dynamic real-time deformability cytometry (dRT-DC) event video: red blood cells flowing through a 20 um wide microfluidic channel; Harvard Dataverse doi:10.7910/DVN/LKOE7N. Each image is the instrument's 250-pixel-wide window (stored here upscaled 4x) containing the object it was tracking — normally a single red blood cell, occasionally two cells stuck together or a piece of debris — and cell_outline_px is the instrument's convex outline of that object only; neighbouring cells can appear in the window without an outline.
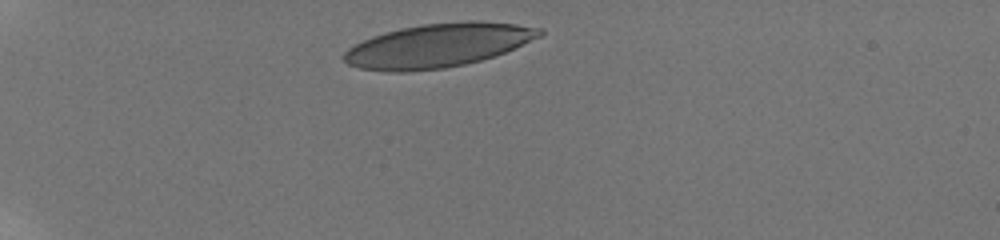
{"species": "human", "species_latin": "Homo sapiens", "temperature_condition": "room temperature", "stored_images_in_passage": 3, "camera_frame_rate_fps": 3000, "um_per_image_px": 0.085, "donor": {"sex": "male"}, "frame": {"image": 1, "passage_image": 1, "time_ms": 0.0, "image_size_px": [1000, 240], "cell_outline_px": [[544, 32], [540, 36], [504, 52], [480, 60], [464, 64], [444, 68], [408, 72], [388, 72], [360, 68], [348, 64], [344, 60], [344, 52], [348, 48], [372, 36], [400, 28], [424, 24], [468, 20], [476, 20], [516, 24], [540, 28]], "centroid_in_image_um": [37.2, 3.86], "position_along_channel_um": 47.8, "area_um2": 49.53}}